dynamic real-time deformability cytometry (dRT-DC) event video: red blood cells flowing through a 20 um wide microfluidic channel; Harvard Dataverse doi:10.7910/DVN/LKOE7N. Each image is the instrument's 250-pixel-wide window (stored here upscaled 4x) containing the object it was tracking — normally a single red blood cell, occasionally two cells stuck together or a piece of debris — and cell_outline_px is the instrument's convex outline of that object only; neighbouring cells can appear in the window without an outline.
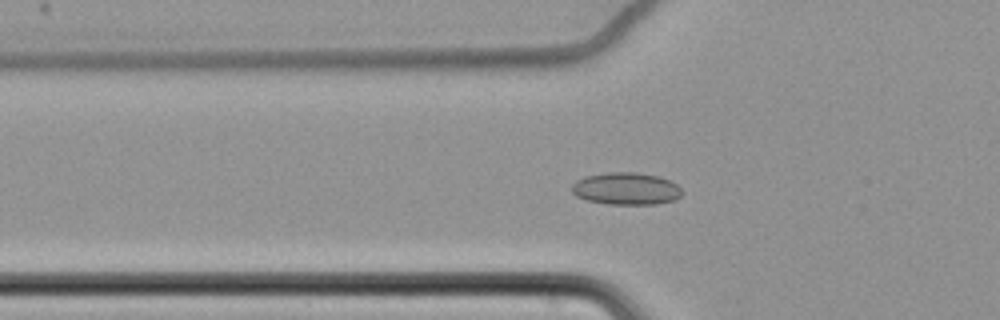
{"species": "common noctule bat (a hibernating species)", "species_latin": "Nyctalus noctula", "temperature_condition": "cold", "stored_images_in_passage": 64, "camera_frame_rate_fps": 3000, "um_per_image_px": 0.085, "animal": {"sex": "female", "body_mass_g": 22.7, "forearm_length_mm": 54.2}, "frame": {"image": 1, "passage_image": 25, "time_ms": 8.0, "image_size_px": [1000, 320], "cell_outline_px": [[684, 192], [680, 196], [672, 200], [656, 204], [608, 204], [588, 200], [576, 196], [572, 192], [572, 184], [576, 180], [584, 176], [608, 172], [636, 172], [660, 176], [676, 184]], "centroid_in_image_um": [53.21, 16.02], "position_along_channel_um": 72.6, "area_um2": 20.75}}
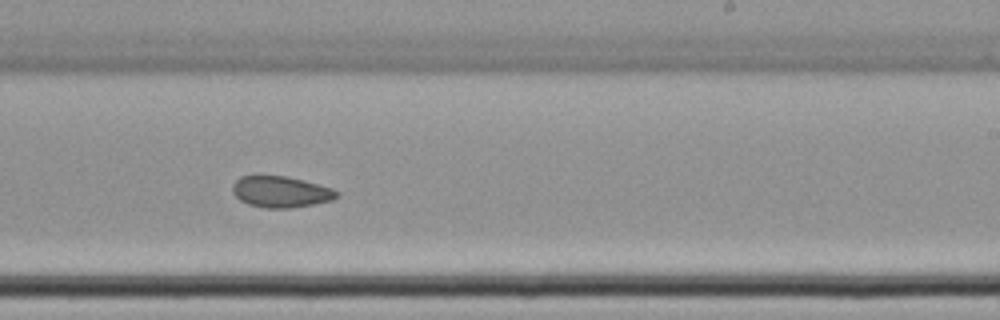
{"frame": {"image": 2, "passage_image": 42, "time_ms": 13.667, "image_size_px": [1000, 320], "cell_outline_px": [[340, 196], [332, 200], [292, 208], [264, 208], [248, 204], [240, 200], [232, 192], [232, 184], [240, 176], [288, 176], [304, 180], [332, 188], [340, 192]], "centroid_in_image_um": [23.88, 16.3], "position_along_channel_um": 265.1, "area_um2": 19.07}}
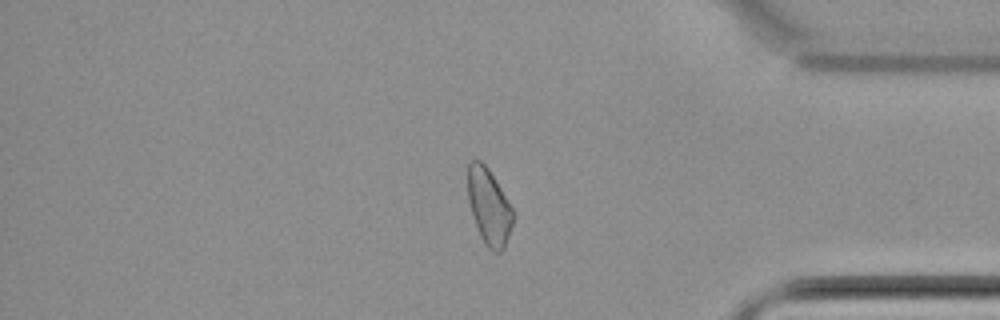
{"frame": {"image": 3, "passage_image": 55, "time_ms": 18.0, "image_size_px": [1000, 320], "cell_outline_px": [[516, 216], [504, 248], [500, 252], [492, 252], [484, 244], [480, 236], [472, 216], [468, 200], [468, 164], [472, 160], [480, 160], [488, 168], [512, 208]], "centroid_in_image_um": [41.57, 17.6], "position_along_channel_um": 393.6, "area_um2": 20.11}, "authors_computed_cell_mechanics": {"area_um2": 20.519, "velocity_mm_per_s": 3.4399, "shape_relaxation_time_tau1_ms": null, "shape_relaxation_time_tau2_ms": 5.1567, "deformation_change_tau1": null, "deformation_change_tau2": 0.0868}}